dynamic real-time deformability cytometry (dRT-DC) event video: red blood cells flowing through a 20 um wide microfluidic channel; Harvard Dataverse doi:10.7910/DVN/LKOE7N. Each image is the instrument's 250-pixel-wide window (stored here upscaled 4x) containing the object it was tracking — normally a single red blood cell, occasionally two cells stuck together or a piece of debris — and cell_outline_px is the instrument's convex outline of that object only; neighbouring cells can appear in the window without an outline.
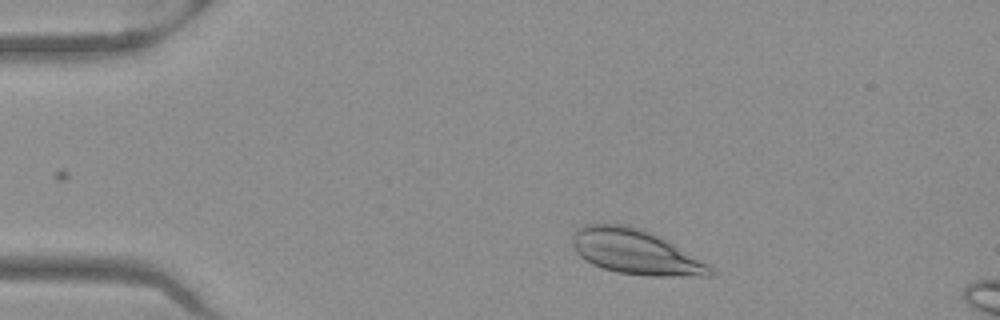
{"species": "Egyptian fruit bat (a non-hibernating species)", "species_latin": "Rousettus aegyptiacus", "temperature_condition": "warm", "stored_images_in_passage": 10, "camera_frame_rate_fps": 3000, "um_per_image_px": 0.085, "frame": {"image": 1, "passage_image": 4, "time_ms": 1.0, "image_size_px": [1000, 320], "cell_outline_px": [[712, 276], [652, 276], [616, 272], [592, 264], [584, 260], [576, 252], [572, 244], [572, 232], [576, 228], [584, 224], [628, 224], [640, 228], [672, 244], [708, 264], [712, 268]], "centroid_in_image_um": [53.93, 21.41], "position_along_channel_um": 31.1, "area_um2": 35.66}}